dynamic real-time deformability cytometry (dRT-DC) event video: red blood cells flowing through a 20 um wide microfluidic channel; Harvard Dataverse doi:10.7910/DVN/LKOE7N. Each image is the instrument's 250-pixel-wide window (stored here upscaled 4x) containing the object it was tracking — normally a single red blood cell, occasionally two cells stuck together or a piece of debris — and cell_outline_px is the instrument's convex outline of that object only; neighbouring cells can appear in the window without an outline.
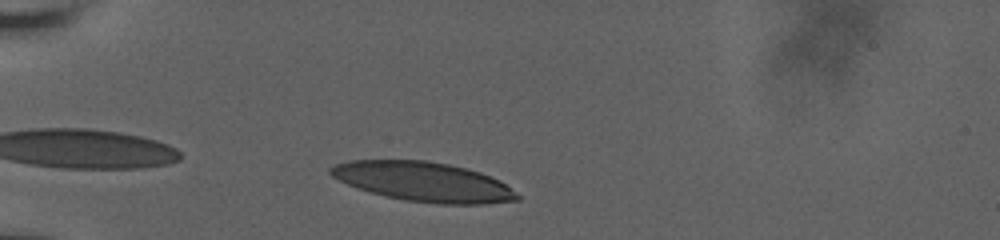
{"species": "human", "species_latin": "Homo sapiens", "temperature_condition": "room temperature", "stored_images_in_passage": 54, "camera_frame_rate_fps": 3000, "um_per_image_px": 0.085, "donor": {"sex": "male"}, "frame": {"image": 1, "passage_image": 4, "time_ms": 0.667, "image_size_px": [1000, 240], "cell_outline_px": [[520, 200], [484, 204], [440, 204], [404, 200], [356, 188], [332, 176], [328, 172], [328, 168], [336, 164], [352, 160], [424, 160], [448, 164], [480, 172], [504, 184], [520, 196]], "centroid_in_image_um": [35.97, 15.45], "position_along_channel_um": 49.0, "area_um2": 42.48}}
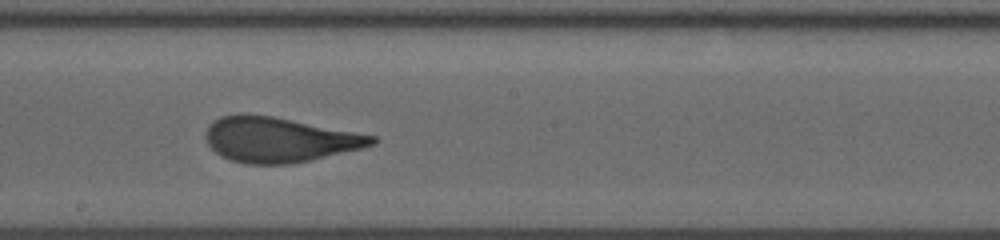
{"frame": {"image": 2, "passage_image": 40, "time_ms": 6.333, "image_size_px": [1000, 240], "cell_outline_px": [[376, 140], [372, 144], [364, 148], [292, 164], [248, 164], [232, 160], [220, 156], [208, 144], [204, 136], [204, 132], [208, 124], [212, 120], [220, 116], [240, 112], [248, 112], [272, 116], [376, 136]], "centroid_in_image_um": [23.65, 11.85], "position_along_channel_um": 224.6, "area_um2": 43.87}}
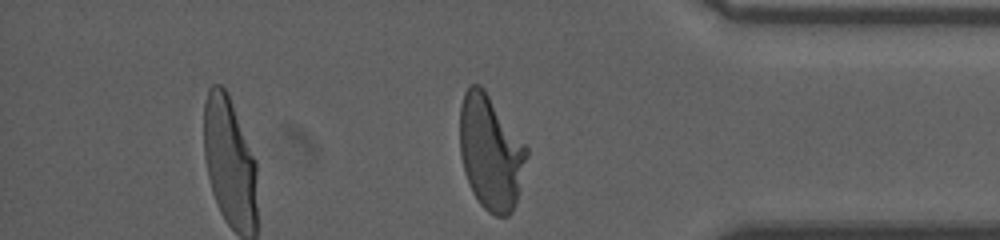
{"frame": {"image": 3, "passage_image": 54, "time_ms": 11.333, "image_size_px": [1000, 240], "cell_outline_px": [[528, 156], [516, 200], [512, 212], [508, 216], [496, 216], [488, 212], [480, 204], [472, 192], [468, 184], [464, 172], [460, 152], [460, 104], [464, 92], [472, 84], [480, 84], [484, 88], [528, 148]], "centroid_in_image_um": [41.69, 12.95], "position_along_channel_um": 393.5, "area_um2": 44.62}, "authors_computed_cell_mechanics": {"area_um2": 43.9569, "velocity_mm_per_s": 3.6634, "shape_relaxation_time_tau1_ms": 5.8771, "shape_relaxation_time_tau2_ms": 0.8861, "deformation_change_tau1": 0.2151, "deformation_change_tau2": 0.0815}}